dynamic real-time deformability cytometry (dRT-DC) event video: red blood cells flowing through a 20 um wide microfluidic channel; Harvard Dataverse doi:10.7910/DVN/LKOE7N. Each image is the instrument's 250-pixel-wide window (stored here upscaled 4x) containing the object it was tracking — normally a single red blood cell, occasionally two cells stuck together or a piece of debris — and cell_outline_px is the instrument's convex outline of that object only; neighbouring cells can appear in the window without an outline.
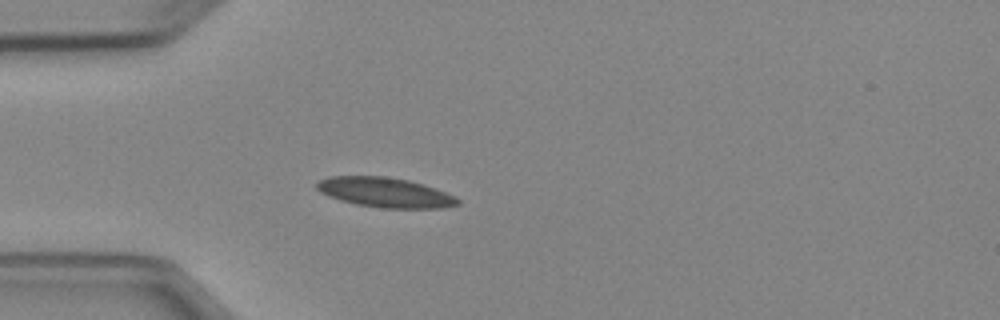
{"species": "Egyptian fruit bat (a non-hibernating species)", "species_latin": "Rousettus aegyptiacus", "temperature_condition": "cold", "stored_images_in_passage": 4, "camera_frame_rate_fps": 3000, "um_per_image_px": 0.085, "animal": {"sex": "female"}, "frame": {"image": 1, "passage_image": 4, "time_ms": 4.333, "image_size_px": [1000, 320], "cell_outline_px": [[460, 204], [444, 208], [380, 208], [356, 204], [340, 200], [328, 196], [320, 192], [316, 188], [316, 184], [320, 180], [328, 176], [384, 176], [408, 180], [424, 184], [444, 192], [460, 200]], "centroid_in_image_um": [32.71, 16.36], "position_along_channel_um": 52.3, "area_um2": 24.45}}